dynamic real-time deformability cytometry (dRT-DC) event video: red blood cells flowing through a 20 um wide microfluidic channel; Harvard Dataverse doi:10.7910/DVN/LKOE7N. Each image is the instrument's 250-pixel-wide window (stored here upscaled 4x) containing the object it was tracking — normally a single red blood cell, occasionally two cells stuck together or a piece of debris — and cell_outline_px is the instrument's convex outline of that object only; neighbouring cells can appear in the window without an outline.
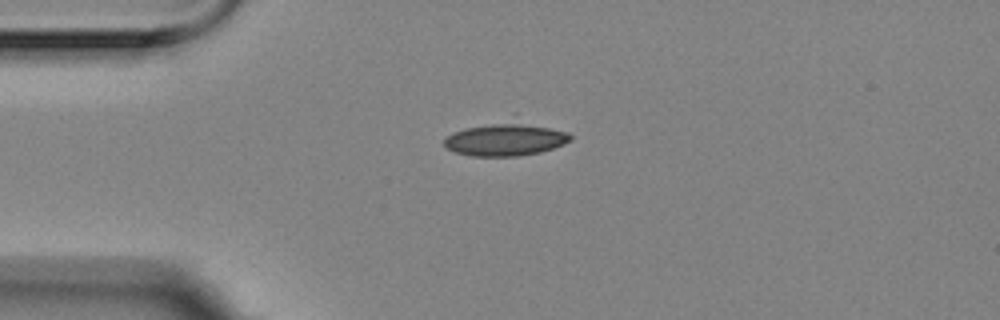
{"species": "Egyptian fruit bat (a non-hibernating species)", "species_latin": "Rousettus aegyptiacus", "temperature_condition": "room temperature", "stored_images_in_passage": 12, "camera_frame_rate_fps": 3000, "um_per_image_px": 0.085, "animal": {"sex": "female"}, "frame": {"image": 1, "passage_image": 1, "time_ms": 0.0, "image_size_px": [1000, 320], "cell_outline_px": [[572, 140], [564, 144], [540, 152], [516, 156], [472, 156], [456, 152], [444, 148], [444, 140], [452, 132], [464, 128], [516, 112], [568, 132], [572, 136]], "centroid_in_image_um": [43.06, 11.67], "position_along_channel_um": 41.9, "area_um2": 27.05}}
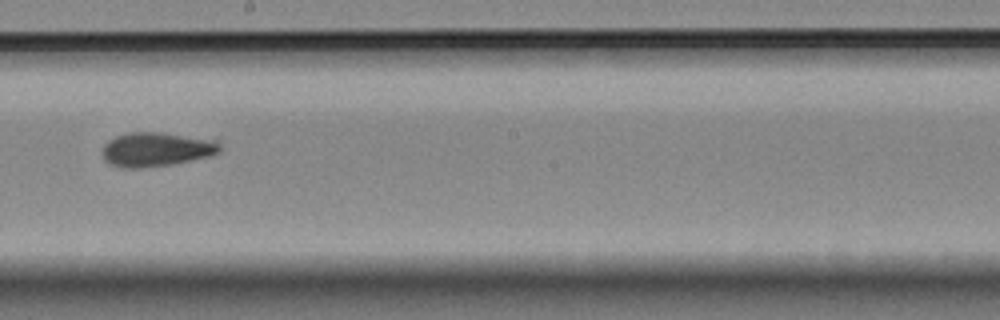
{"frame": {"image": 2, "passage_image": 6, "time_ms": 1.667, "image_size_px": [1000, 320], "cell_outline_px": [[220, 152], [212, 156], [172, 164], [140, 168], [120, 168], [108, 164], [104, 160], [104, 144], [108, 140], [116, 136], [132, 132], [156, 132], [220, 140]], "centroid_in_image_um": [13.31, 12.7], "position_along_channel_um": 234.9, "area_um2": 23.52}}
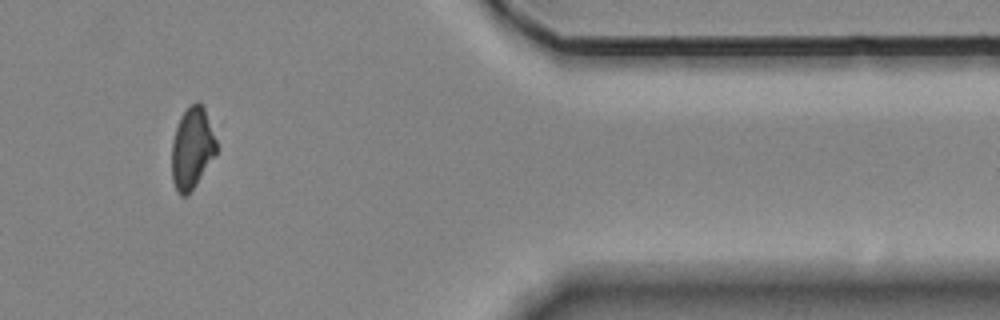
{"frame": {"image": 3, "passage_image": 10, "time_ms": 3.0, "image_size_px": [1000, 320], "cell_outline_px": [[216, 152], [196, 184], [184, 196], [180, 196], [172, 180], [172, 140], [180, 116], [188, 104], [196, 100], [200, 100], [204, 108], [216, 140]], "centroid_in_image_um": [16.3, 12.52], "position_along_channel_um": 395.1, "area_um2": 20.98}}